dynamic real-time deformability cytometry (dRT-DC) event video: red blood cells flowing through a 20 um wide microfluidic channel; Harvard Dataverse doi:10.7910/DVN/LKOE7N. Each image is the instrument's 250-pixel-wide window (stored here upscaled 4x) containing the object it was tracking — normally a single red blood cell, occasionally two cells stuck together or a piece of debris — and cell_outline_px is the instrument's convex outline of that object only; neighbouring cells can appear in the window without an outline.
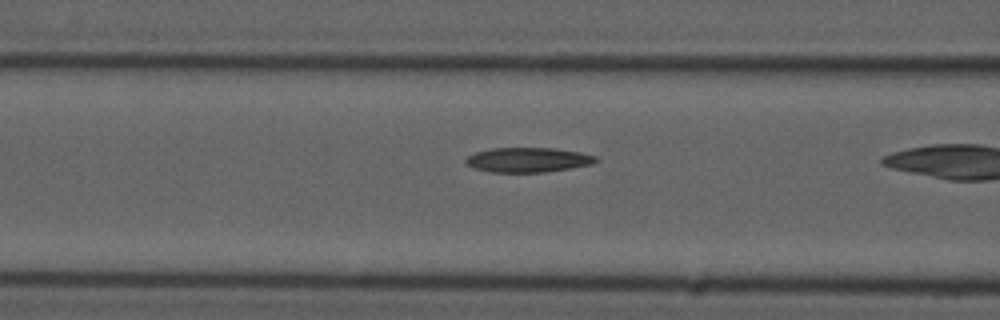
{"species": "common noctule bat (a hibernating species)", "species_latin": "Nyctalus noctula", "temperature_condition": "cold", "stored_images_in_passage": 7, "segment_of_instrument_passage": [2, 2], "camera_frame_rate_fps": 3000, "um_per_image_px": 0.085, "animal": {"sex": "male", "forearm_length_mm": 52.5}, "frame": {"image": 1, "passage_image": 7, "time_ms": 7.0, "image_size_px": [1000, 320], "cell_outline_px": [[600, 160], [592, 164], [544, 172], [488, 172], [472, 168], [464, 160], [468, 156], [476, 152], [492, 148], [556, 148], [580, 152], [596, 156]], "centroid_in_image_um": [44.87, 13.58], "position_along_channel_um": 121.7, "area_um2": 18.73}}